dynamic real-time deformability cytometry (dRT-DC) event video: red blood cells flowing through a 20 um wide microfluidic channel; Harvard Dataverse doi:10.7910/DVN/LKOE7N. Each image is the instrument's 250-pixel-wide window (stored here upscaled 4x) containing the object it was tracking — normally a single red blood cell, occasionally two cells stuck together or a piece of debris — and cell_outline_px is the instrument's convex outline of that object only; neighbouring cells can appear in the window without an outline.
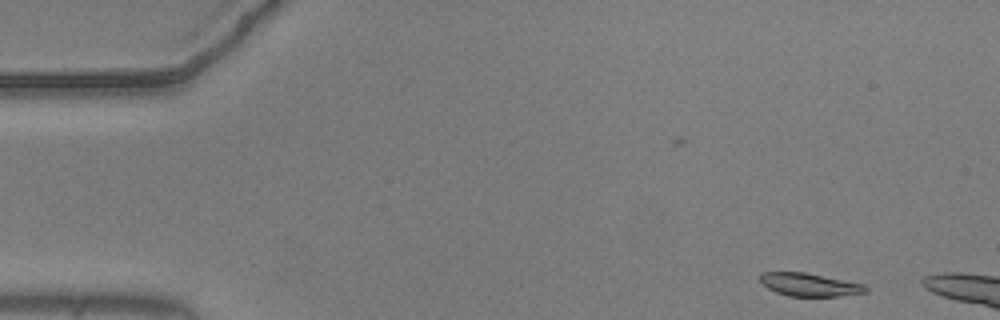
{"species": "common noctule bat (a hibernating species)", "species_latin": "Nyctalus noctula", "temperature_condition": "warm", "stored_images_in_passage": 6, "camera_frame_rate_fps": 3000, "um_per_image_px": 0.085, "animal": {"sex": "male", "body_mass_g": 20.5, "forearm_length_mm": 52.5}, "frame": {"image": 1, "passage_image": 1, "time_ms": 0.0, "image_size_px": [1000, 320], "cell_outline_px": [[868, 292], [836, 296], [788, 296], [776, 292], [768, 288], [760, 280], [760, 272], [804, 272], [864, 284], [868, 288]], "centroid_in_image_um": [68.81, 24.19], "position_along_channel_um": 16.2, "area_um2": 14.05}}